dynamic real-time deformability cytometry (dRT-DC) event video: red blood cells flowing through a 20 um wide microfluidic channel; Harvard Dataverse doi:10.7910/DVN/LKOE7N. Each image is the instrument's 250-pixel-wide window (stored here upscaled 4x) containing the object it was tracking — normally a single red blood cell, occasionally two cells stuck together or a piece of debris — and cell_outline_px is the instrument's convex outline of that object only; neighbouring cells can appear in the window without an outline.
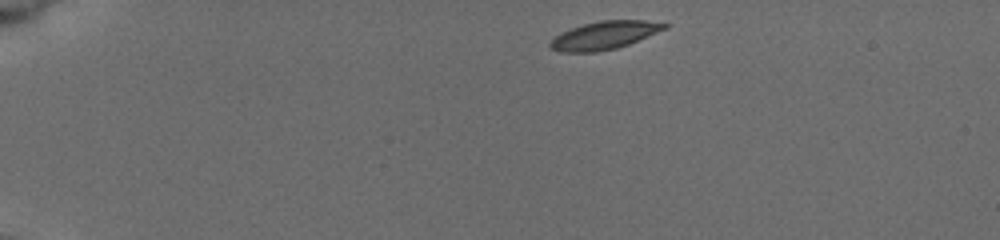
{"species": "common noctule bat (a hibernating species)", "species_latin": "Nyctalus noctula", "temperature_condition": "cold", "stored_images_in_passage": 6, "camera_frame_rate_fps": 3000, "um_per_image_px": 0.085, "animal": {"sex": "female", "body_mass_g": 19.5, "forearm_length_mm": 54.1}, "frame": {"image": 1, "passage_image": 1, "time_ms": 0.0, "image_size_px": [1000, 240], "cell_outline_px": [[668, 28], [628, 44], [616, 48], [596, 52], [560, 52], [552, 48], [548, 44], [560, 32], [584, 24], [600, 20], [644, 20], [668, 24]], "centroid_in_image_um": [51.37, 3.0], "position_along_channel_um": 33.6, "area_um2": 18.5}}
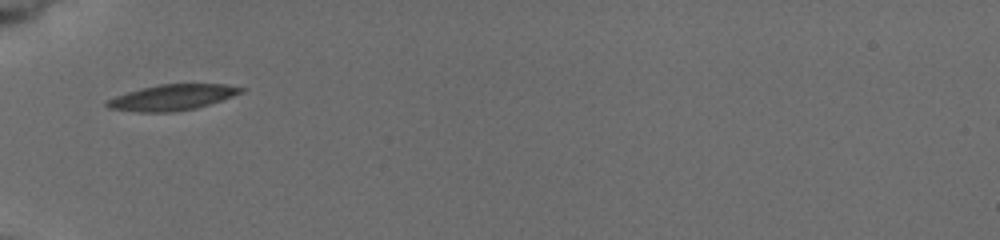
{"frame": {"image": 2, "passage_image": 4, "time_ms": 3.0, "image_size_px": [1000, 240], "cell_outline_px": [[248, 88], [244, 92], [196, 108], [172, 112], [136, 112], [108, 108], [104, 104], [104, 100], [140, 88], [160, 84], [224, 84]], "centroid_in_image_um": [14.61, 8.28], "position_along_channel_um": 70.4, "area_um2": 20.17}}
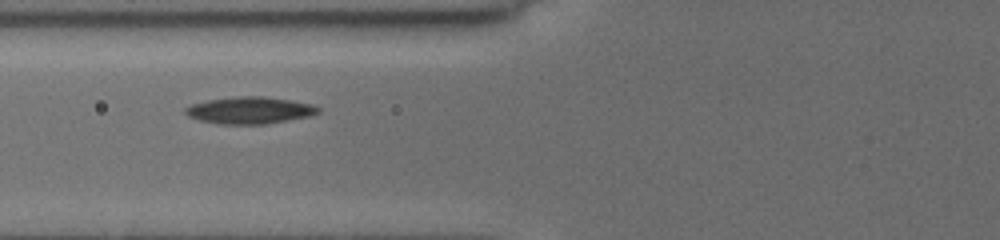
{"frame": {"image": 3, "passage_image": 5, "time_ms": 4.0, "image_size_px": [1000, 240], "cell_outline_px": [[320, 112], [312, 116], [264, 124], [216, 124], [200, 120], [188, 116], [184, 112], [184, 108], [192, 104], [208, 100], [240, 96], [264, 96], [312, 104], [320, 108]], "centroid_in_image_um": [21.23, 9.38], "position_along_channel_um": 104.6, "area_um2": 20.81}}